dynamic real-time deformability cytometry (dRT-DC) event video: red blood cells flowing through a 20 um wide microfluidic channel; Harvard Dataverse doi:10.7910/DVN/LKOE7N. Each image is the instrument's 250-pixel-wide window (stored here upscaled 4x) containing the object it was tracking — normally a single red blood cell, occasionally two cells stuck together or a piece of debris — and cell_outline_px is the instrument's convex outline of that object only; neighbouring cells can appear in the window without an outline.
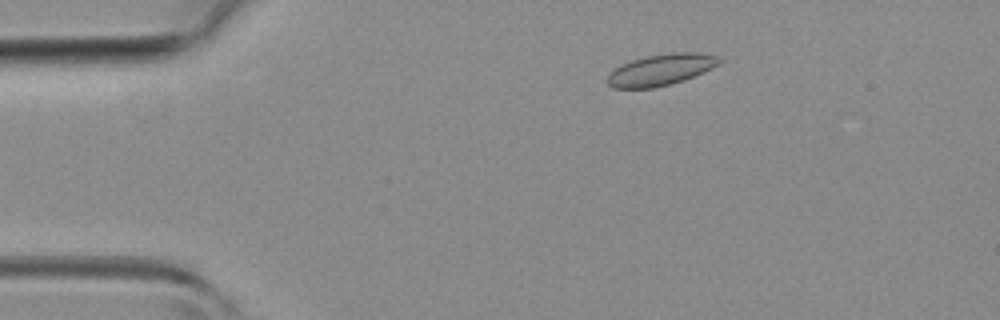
{"species": "common noctule bat (a hibernating species)", "species_latin": "Nyctalus noctula", "temperature_condition": "room temperature", "stored_images_in_passage": 34, "camera_frame_rate_fps": 3000, "um_per_image_px": 0.085, "animal": {"sex": "female", "body_mass_g": 19.3, "forearm_length_mm": 54.1}, "frame": {"image": 1, "passage_image": 2, "time_ms": 0.333, "image_size_px": [1000, 320], "cell_outline_px": [[720, 60], [716, 64], [684, 80], [652, 88], [612, 88], [608, 84], [608, 76], [616, 68], [632, 60], [648, 56], [672, 52], [696, 52], [716, 56]], "centroid_in_image_um": [56.12, 5.93], "position_along_channel_um": 28.9, "area_um2": 19.65}}
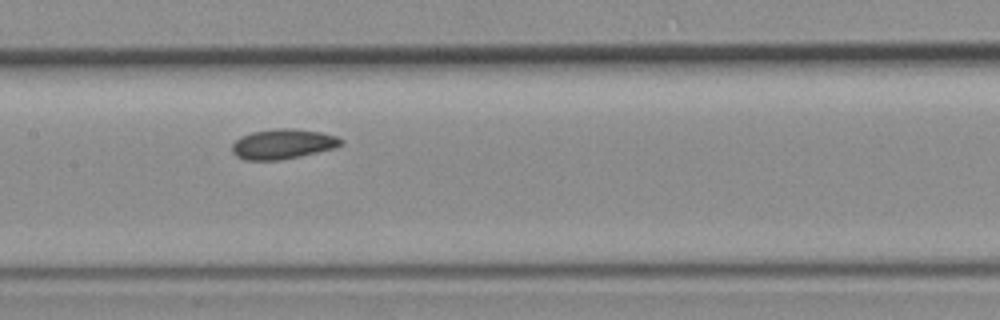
{"frame": {"image": 2, "passage_image": 16, "time_ms": 5.0, "image_size_px": [1000, 320], "cell_outline_px": [[344, 144], [336, 148], [300, 156], [280, 160], [244, 160], [236, 156], [232, 152], [232, 144], [240, 136], [252, 132], [276, 128], [292, 128], [320, 132], [336, 136], [344, 140]], "centroid_in_image_um": [24.05, 12.24], "position_along_channel_um": 183.3, "area_um2": 19.19}}
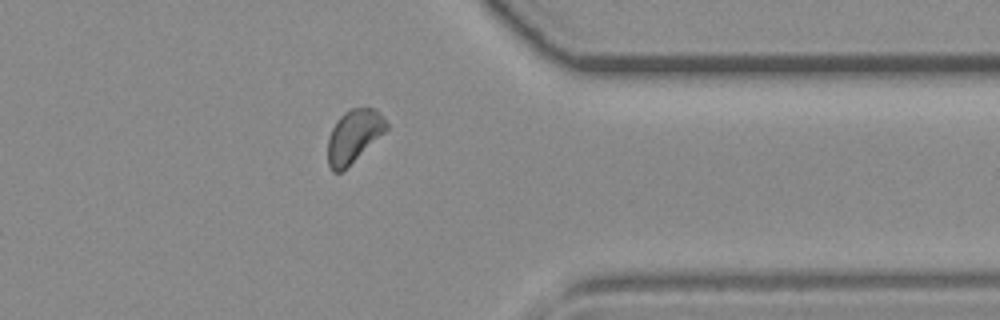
{"frame": {"image": 3, "passage_image": 30, "time_ms": 9.667, "image_size_px": [1000, 320], "cell_outline_px": [[388, 128], [384, 132], [340, 172], [332, 172], [328, 164], [328, 140], [332, 128], [336, 120], [344, 112], [352, 108], [376, 108], [384, 116], [388, 124]], "centroid_in_image_um": [30.07, 11.52], "position_along_channel_um": 381.3, "area_um2": 17.69}}